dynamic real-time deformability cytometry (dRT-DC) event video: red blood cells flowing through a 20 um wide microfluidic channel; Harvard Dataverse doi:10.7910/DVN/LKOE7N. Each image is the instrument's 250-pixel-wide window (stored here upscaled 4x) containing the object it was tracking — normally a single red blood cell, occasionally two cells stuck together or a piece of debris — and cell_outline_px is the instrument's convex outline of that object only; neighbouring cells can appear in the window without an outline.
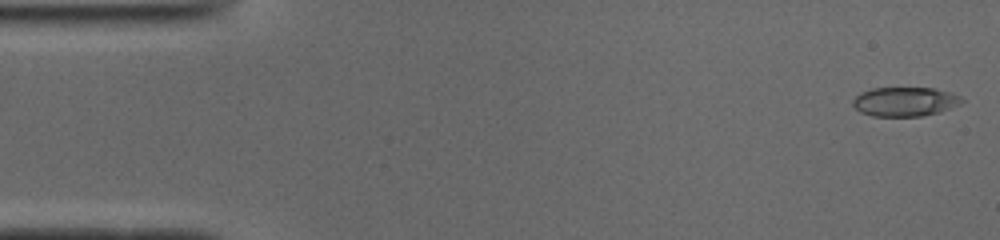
{"species": "common noctule bat (a hibernating species)", "species_latin": "Nyctalus noctula", "temperature_condition": "cold", "stored_images_in_passage": 7, "camera_frame_rate_fps": 3000, "um_per_image_px": 0.085, "animal": {"sex": "male", "body_mass_g": 19.0, "forearm_length_mm": 50.8}, "frame": {"image": 1, "passage_image": 1, "time_ms": 0.0, "image_size_px": [1000, 240], "cell_outline_px": [[964, 100], [940, 112], [920, 116], [872, 116], [860, 112], [852, 104], [852, 100], [860, 92], [872, 88], [932, 88], [948, 92], [960, 96]], "centroid_in_image_um": [76.85, 8.64], "position_along_channel_um": 8.2, "area_um2": 18.32}}